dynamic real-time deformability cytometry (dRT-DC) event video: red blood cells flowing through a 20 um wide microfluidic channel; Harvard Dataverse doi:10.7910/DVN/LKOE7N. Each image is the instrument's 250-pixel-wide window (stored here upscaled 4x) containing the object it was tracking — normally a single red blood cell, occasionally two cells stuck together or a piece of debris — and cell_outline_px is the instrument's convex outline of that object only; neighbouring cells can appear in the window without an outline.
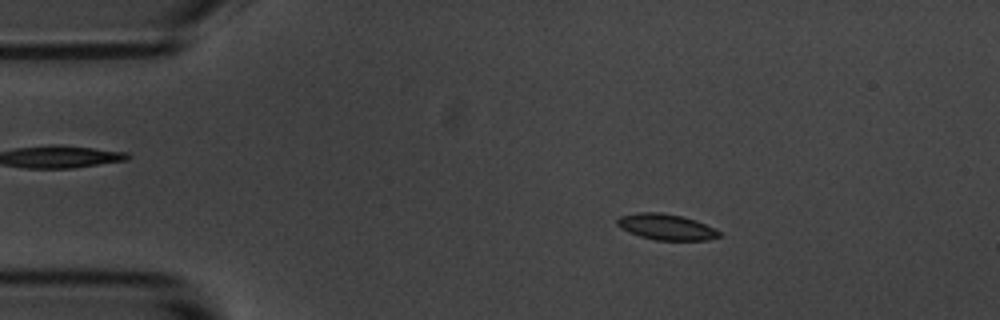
{"species": "common noctule bat (a hibernating species)", "species_latin": "Nyctalus noctula", "temperature_condition": "room temperature", "stored_images_in_passage": 3, "camera_frame_rate_fps": 3000, "um_per_image_px": 0.085, "animal": {"sex": "male", "body_mass_g": 20.1, "forearm_length_mm": 53.5}, "frame": {"image": 1, "passage_image": 1, "time_ms": 0.0, "image_size_px": [1000, 320], "cell_outline_px": [[720, 236], [708, 240], [656, 240], [640, 236], [628, 232], [620, 228], [616, 224], [616, 220], [620, 216], [636, 212], [660, 212], [680, 216], [696, 220], [720, 232]], "centroid_in_image_um": [56.57, 19.28], "position_along_channel_um": 28.4, "area_um2": 15.32}}
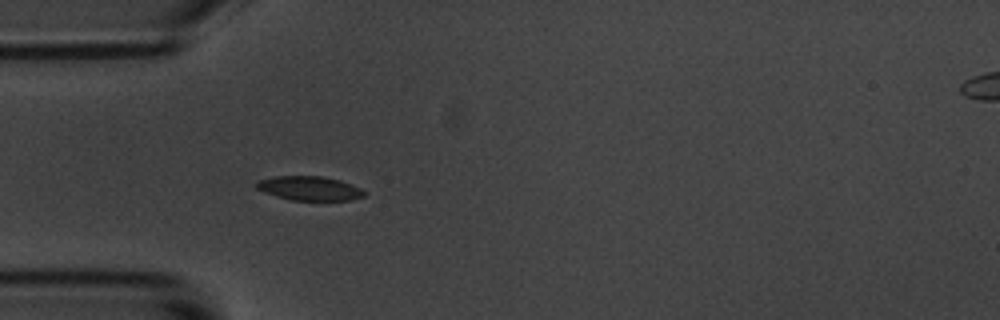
{"frame": {"image": 2, "passage_image": 3, "time_ms": 2.333, "image_size_px": [1000, 320], "cell_outline_px": [[364, 196], [352, 200], [292, 200], [276, 196], [264, 192], [256, 188], [256, 184], [260, 180], [276, 176], [320, 176], [340, 180], [360, 188], [364, 192]], "centroid_in_image_um": [26.3, 16.01], "position_along_channel_um": 58.7, "area_um2": 14.97}}